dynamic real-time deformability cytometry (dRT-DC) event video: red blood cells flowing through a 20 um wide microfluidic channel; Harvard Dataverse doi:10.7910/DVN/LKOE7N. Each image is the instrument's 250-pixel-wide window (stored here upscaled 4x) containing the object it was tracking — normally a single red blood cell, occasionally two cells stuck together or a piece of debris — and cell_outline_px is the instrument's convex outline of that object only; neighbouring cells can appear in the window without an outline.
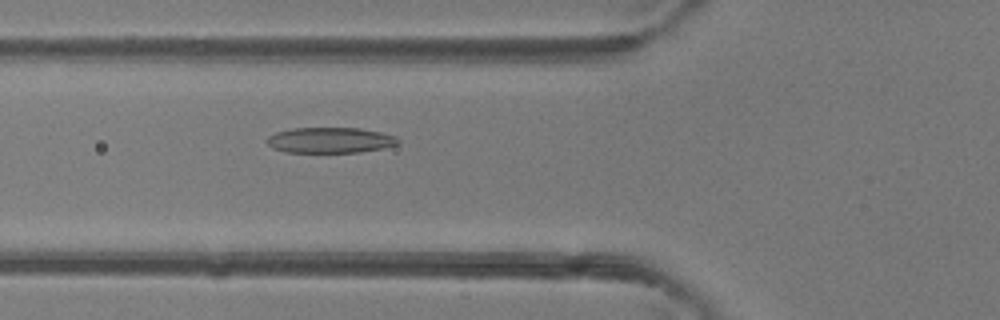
{"species": "common noctule bat (a hibernating species)", "species_latin": "Nyctalus noctula", "temperature_condition": "room temperature", "stored_images_in_passage": 42, "camera_frame_rate_fps": 3000, "um_per_image_px": 0.085, "animal": {"sex": "female"}, "frame": {"image": 1, "passage_image": 13, "time_ms": 4.0, "image_size_px": [1000, 320], "cell_outline_px": [[400, 140], [396, 144], [384, 148], [360, 152], [284, 152], [272, 148], [264, 140], [268, 136], [276, 132], [292, 128], [360, 128], [380, 132], [396, 136]], "centroid_in_image_um": [28.03, 11.91], "position_along_channel_um": 97.8, "area_um2": 19.65}}
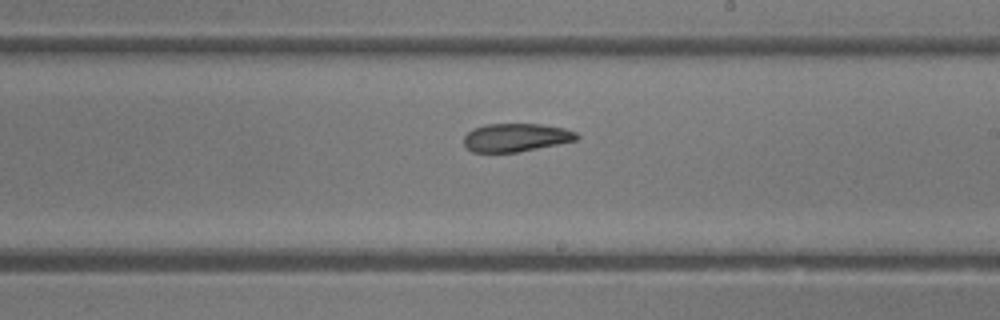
{"frame": {"image": 2, "passage_image": 23, "time_ms": 7.333, "image_size_px": [1000, 320], "cell_outline_px": [[580, 136], [576, 140], [516, 152], [472, 152], [464, 144], [464, 136], [472, 128], [488, 124], [540, 124], [564, 128], [576, 132]], "centroid_in_image_um": [43.83, 11.68], "position_along_channel_um": 245.2, "area_um2": 18.38}}
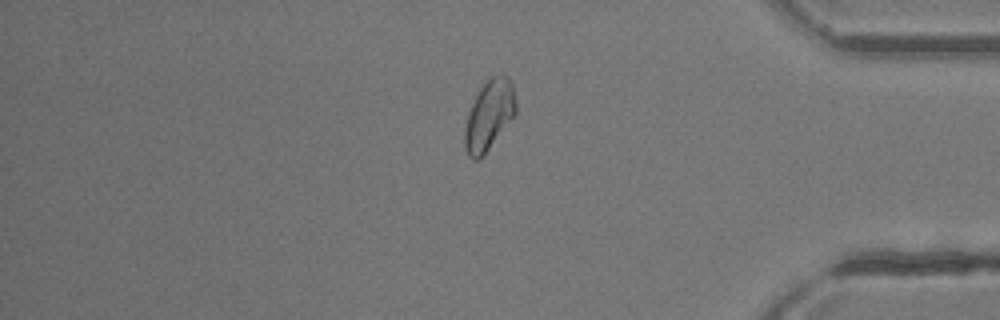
{"frame": {"image": 3, "passage_image": 35, "time_ms": 11.333, "image_size_px": [1000, 320], "cell_outline_px": [[516, 112], [480, 160], [472, 160], [468, 156], [464, 148], [464, 128], [468, 112], [480, 88], [492, 76], [500, 72], [508, 76], [512, 80], [516, 104]], "centroid_in_image_um": [41.56, 9.78], "position_along_channel_um": 393.6, "area_um2": 20.87}, "authors_computed_cell_mechanics": {"area_um2": 20.6924, "velocity_mm_per_s": 4.4152, "shape_relaxation_time_tau1_ms": 10.8648, "shape_relaxation_time_tau2_ms": 2.9142, "deformation_change_tau1": 0.2155, "deformation_change_tau2": 0.0967}}